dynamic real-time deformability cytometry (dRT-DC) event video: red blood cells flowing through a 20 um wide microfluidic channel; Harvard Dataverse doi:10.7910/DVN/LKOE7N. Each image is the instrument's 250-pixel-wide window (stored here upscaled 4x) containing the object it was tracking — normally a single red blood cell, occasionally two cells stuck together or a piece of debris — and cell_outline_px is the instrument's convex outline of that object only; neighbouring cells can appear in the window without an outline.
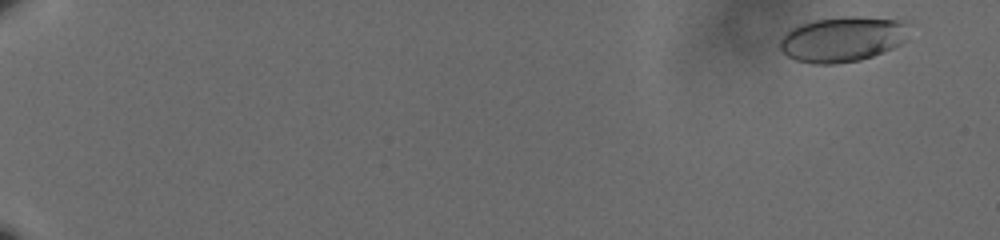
{"species": "human", "species_latin": "Homo sapiens", "temperature_condition": "cold", "stored_images_in_passage": 61, "camera_frame_rate_fps": 3000, "um_per_image_px": 0.085, "donor": {"sex": "male"}, "frame": {"image": 1, "passage_image": 4, "time_ms": 1.0, "image_size_px": [1000, 240], "cell_outline_px": [[908, 40], [884, 52], [860, 60], [836, 64], [812, 64], [796, 60], [788, 56], [780, 48], [780, 40], [792, 28], [800, 24], [816, 20], [844, 16], [856, 16], [904, 20]], "centroid_in_image_um": [71.63, 3.33], "position_along_channel_um": 13.4, "area_um2": 33.93}}
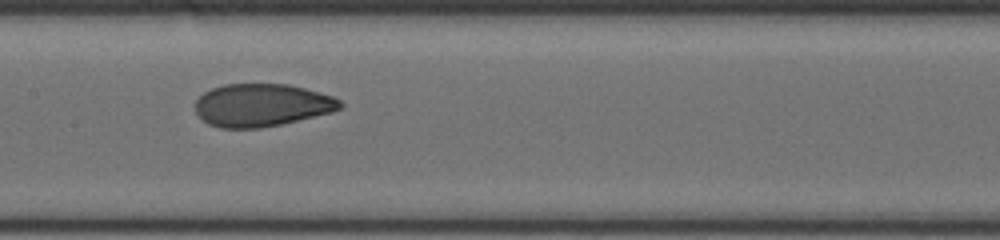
{"frame": {"image": 2, "passage_image": 35, "time_ms": 11.333, "image_size_px": [1000, 240], "cell_outline_px": [[344, 108], [332, 112], [280, 124], [260, 128], [220, 128], [208, 124], [196, 112], [196, 100], [204, 92], [212, 88], [224, 84], [288, 84], [304, 88], [332, 96], [340, 100], [344, 104]], "centroid_in_image_um": [22.26, 8.93], "position_along_channel_um": 185.1, "area_um2": 36.01}}
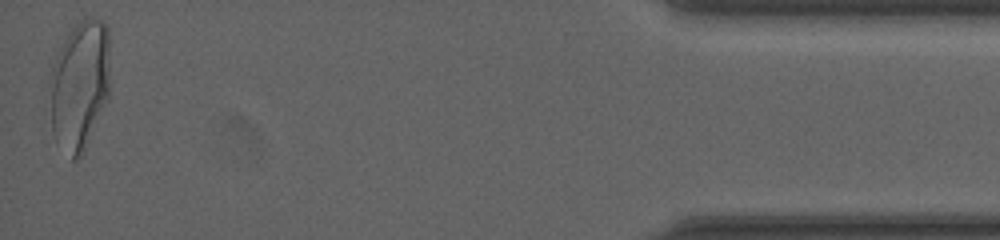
{"frame": {"image": 3, "passage_image": 61, "time_ms": 20.0, "image_size_px": [1000, 240], "cell_outline_px": [[108, 96], [80, 156], [76, 160], [72, 160], [52, 132], [48, 84], [48, 80], [52, 64], [64, 40], [72, 28], [76, 24], [92, 16], [104, 20], [108, 28]], "centroid_in_image_um": [6.73, 7.17], "position_along_channel_um": 428.5, "area_um2": 45.03}, "authors_computed_cell_mechanics": {"area_um2": 36.2984, "velocity_mm_per_s": 3.604, "shape_relaxation_time_tau1_ms": 6.3163, "shape_relaxation_time_tau2_ms": 0.9509, "deformation_change_tau1": 0.2052, "deformation_change_tau2": 0.0569}}